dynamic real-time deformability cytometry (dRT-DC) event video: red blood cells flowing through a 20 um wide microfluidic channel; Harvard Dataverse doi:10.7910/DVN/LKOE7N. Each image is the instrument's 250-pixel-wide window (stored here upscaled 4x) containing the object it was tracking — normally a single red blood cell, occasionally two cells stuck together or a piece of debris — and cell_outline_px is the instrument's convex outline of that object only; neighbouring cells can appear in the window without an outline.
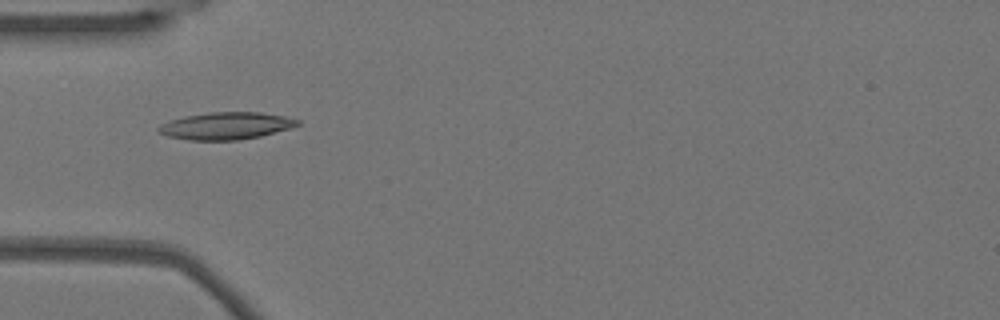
{"species": "Egyptian fruit bat (a non-hibernating species)", "species_latin": "Rousettus aegyptiacus", "temperature_condition": "warm", "stored_images_in_passage": 51, "camera_frame_rate_fps": 3000, "um_per_image_px": 0.085, "animal": {"sex": "female"}, "frame": {"image": 1, "passage_image": 15, "time_ms": 4.667, "image_size_px": [1000, 320], "cell_outline_px": [[300, 124], [292, 128], [260, 136], [236, 140], [188, 140], [168, 136], [156, 132], [156, 128], [160, 124], [184, 116], [208, 112], [260, 112], [284, 116], [300, 120]], "centroid_in_image_um": [19.2, 10.69], "position_along_channel_um": 65.8, "area_um2": 22.14}}
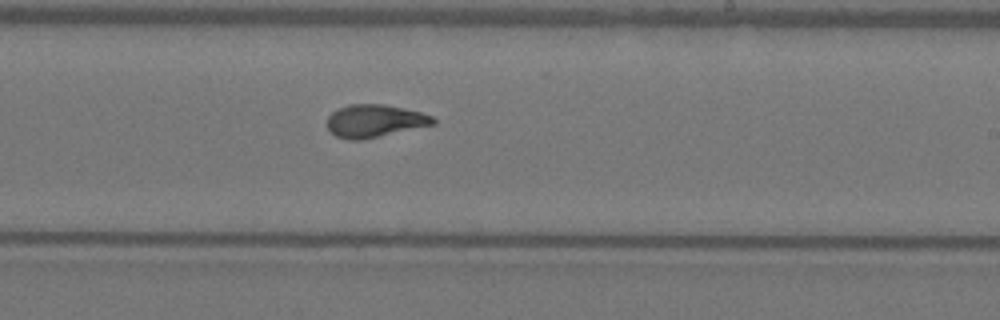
{"frame": {"image": 2, "passage_image": 30, "time_ms": 9.667, "image_size_px": [1000, 320], "cell_outline_px": [[436, 124], [360, 140], [352, 140], [336, 136], [328, 128], [328, 116], [332, 112], [348, 104], [384, 104], [420, 112], [432, 116], [436, 120]], "centroid_in_image_um": [31.86, 10.27], "position_along_channel_um": 257.1, "area_um2": 19.94}}
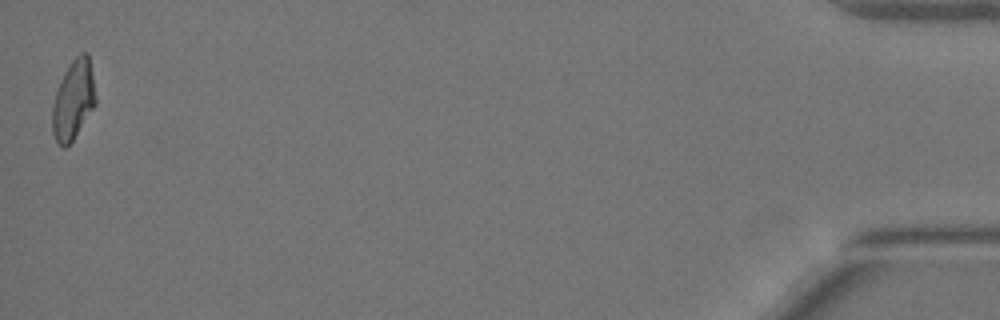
{"frame": {"image": 3, "passage_image": 51, "time_ms": 16.667, "image_size_px": [1000, 320], "cell_outline_px": [[96, 104], [72, 140], [64, 148], [56, 140], [52, 132], [52, 104], [60, 80], [64, 72], [72, 60], [80, 52], [88, 52], [96, 100]], "centroid_in_image_um": [6.22, 8.47], "position_along_channel_um": 429.0, "area_um2": 19.77}, "authors_computed_cell_mechanics": {"area_um2": 20.1722, "velocity_mm_per_s": 3.8215, "shape_relaxation_time_tau1_ms": 6.199, "shape_relaxation_time_tau2_ms": 1.1804, "deformation_change_tau1": 0.1986, "deformation_change_tau2": 0.0662}}